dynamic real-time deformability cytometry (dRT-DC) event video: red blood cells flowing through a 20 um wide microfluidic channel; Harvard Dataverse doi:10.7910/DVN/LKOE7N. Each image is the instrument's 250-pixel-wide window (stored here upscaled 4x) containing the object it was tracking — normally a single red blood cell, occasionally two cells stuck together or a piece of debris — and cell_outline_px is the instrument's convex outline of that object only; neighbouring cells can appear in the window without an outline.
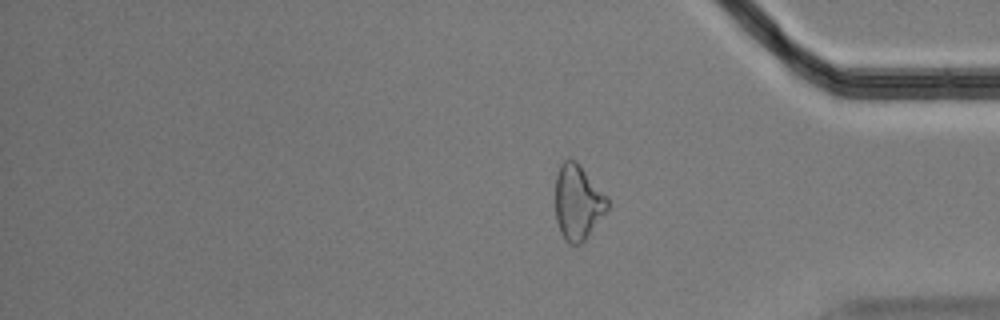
{"species": "Egyptian fruit bat (a non-hibernating species)", "species_latin": "Rousettus aegyptiacus", "temperature_condition": "cold", "stored_images_in_passage": 12, "segment_of_instrument_passage": [2, 2], "camera_frame_rate_fps": 3000, "um_per_image_px": 0.085, "animal": {"sex": "male"}, "frame": {"image": 1, "passage_image": 12, "time_ms": 3.667, "image_size_px": [1000, 320], "cell_outline_px": [[608, 208], [584, 240], [580, 244], [568, 244], [560, 232], [556, 220], [556, 176], [560, 164], [564, 160], [576, 160], [608, 196]], "centroid_in_image_um": [49.11, 17.18], "position_along_channel_um": 386.1, "area_um2": 22.66}}